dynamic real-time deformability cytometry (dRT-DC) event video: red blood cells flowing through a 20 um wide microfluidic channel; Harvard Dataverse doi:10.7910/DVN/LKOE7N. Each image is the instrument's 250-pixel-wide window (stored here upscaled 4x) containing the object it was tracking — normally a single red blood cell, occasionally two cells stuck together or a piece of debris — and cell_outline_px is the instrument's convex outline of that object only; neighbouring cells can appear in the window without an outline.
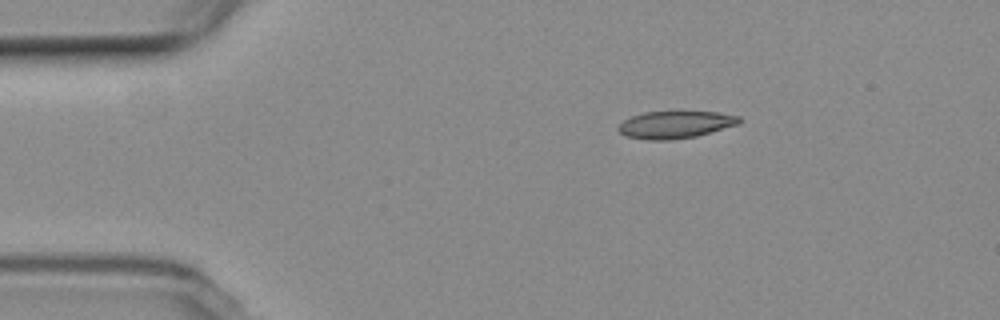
{"species": "common noctule bat (a hibernating species)", "species_latin": "Nyctalus noctula", "temperature_condition": "room temperature", "stored_images_in_passage": 3, "camera_frame_rate_fps": 3000, "um_per_image_px": 0.085, "animal": {"sex": "female", "body_mass_g": 19.3, "forearm_length_mm": 54.1}, "frame": {"image": 1, "passage_image": 1, "time_ms": 0.0, "image_size_px": [1000, 320], "cell_outline_px": [[740, 124], [696, 136], [668, 140], [648, 140], [624, 136], [616, 128], [624, 120], [632, 116], [644, 112], [676, 108], [716, 112], [740, 116]], "centroid_in_image_um": [57.4, 10.54], "position_along_channel_um": 27.6, "area_um2": 20.17}}
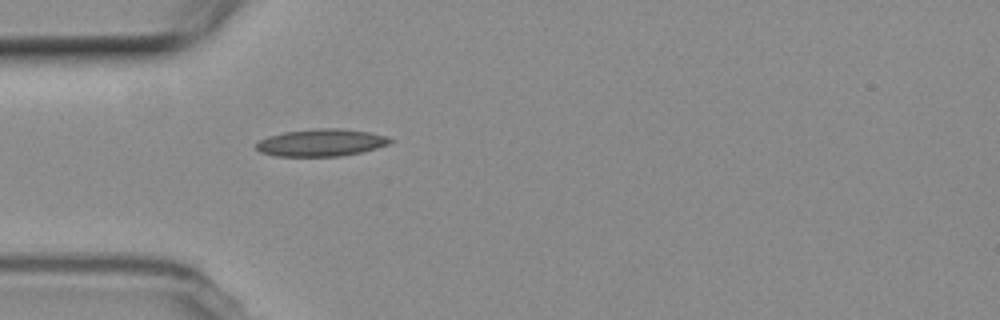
{"frame": {"image": 2, "passage_image": 3, "time_ms": 2.333, "image_size_px": [1000, 320], "cell_outline_px": [[392, 140], [388, 144], [376, 148], [360, 152], [340, 156], [276, 156], [260, 152], [256, 148], [256, 144], [260, 140], [268, 136], [284, 132], [316, 128], [340, 128], [368, 132], [384, 136]], "centroid_in_image_um": [27.25, 12.12], "position_along_channel_um": 57.7, "area_um2": 21.04}}